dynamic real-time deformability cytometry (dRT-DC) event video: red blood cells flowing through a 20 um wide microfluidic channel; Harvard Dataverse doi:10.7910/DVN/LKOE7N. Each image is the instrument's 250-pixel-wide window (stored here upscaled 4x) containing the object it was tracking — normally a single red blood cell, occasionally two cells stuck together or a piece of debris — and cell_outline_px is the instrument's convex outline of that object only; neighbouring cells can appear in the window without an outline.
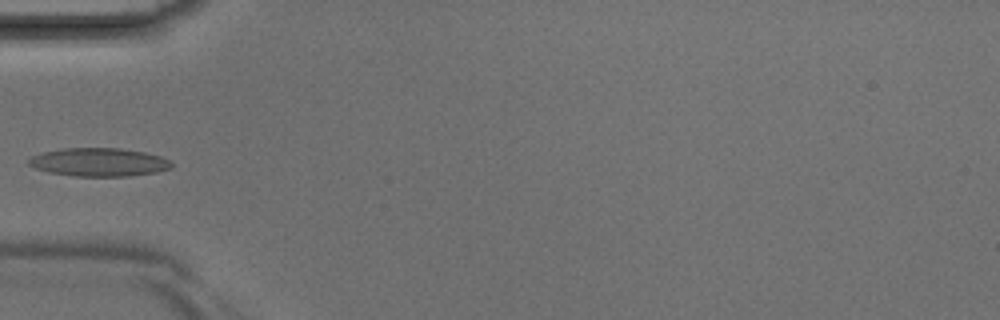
{"species": "Egyptian fruit bat (a non-hibernating species)", "species_latin": "Rousettus aegyptiacus", "temperature_condition": "room temperature", "stored_images_in_passage": 4, "camera_frame_rate_fps": 3000, "um_per_image_px": 0.085, "animal": {"sex": "male"}, "frame": {"image": 1, "passage_image": 4, "time_ms": 1.0, "image_size_px": [1000, 320], "cell_outline_px": [[172, 168], [156, 172], [128, 176], [76, 176], [48, 172], [36, 168], [28, 164], [28, 160], [32, 156], [44, 152], [60, 148], [120, 148], [144, 152], [160, 156], [172, 160]], "centroid_in_image_um": [8.43, 13.78], "position_along_channel_um": 76.6, "area_um2": 23.58}}